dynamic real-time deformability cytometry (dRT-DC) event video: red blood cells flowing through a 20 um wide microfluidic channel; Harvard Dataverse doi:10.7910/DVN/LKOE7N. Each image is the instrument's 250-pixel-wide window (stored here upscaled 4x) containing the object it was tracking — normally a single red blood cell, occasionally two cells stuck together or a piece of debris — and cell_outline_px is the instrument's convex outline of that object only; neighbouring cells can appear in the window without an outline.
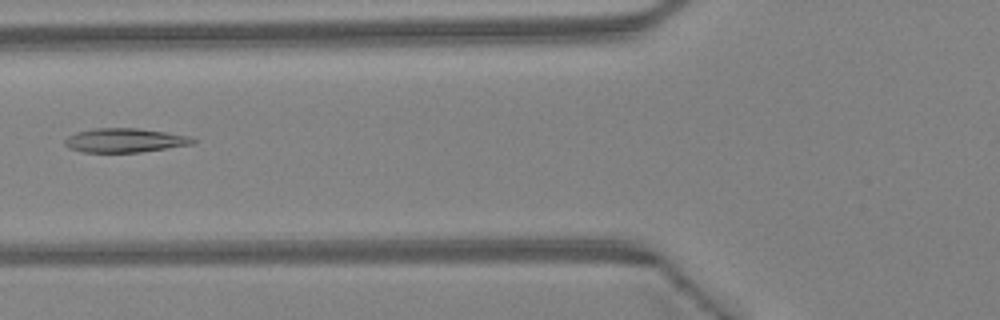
{"species": "Egyptian fruit bat (a non-hibernating species)", "species_latin": "Rousettus aegyptiacus", "temperature_condition": "warm", "stored_images_in_passage": 36, "camera_frame_rate_fps": 3000, "um_per_image_px": 0.085, "animal": {"sex": "female"}, "frame": {"image": 1, "passage_image": 11, "time_ms": 3.333, "image_size_px": [1000, 320], "cell_outline_px": [[196, 140], [192, 144], [140, 152], [84, 152], [68, 148], [64, 144], [64, 140], [68, 136], [76, 132], [92, 128], [136, 128], [164, 132], [188, 136]], "centroid_in_image_um": [10.54, 11.92], "position_along_channel_um": 115.3, "area_um2": 17.8}}
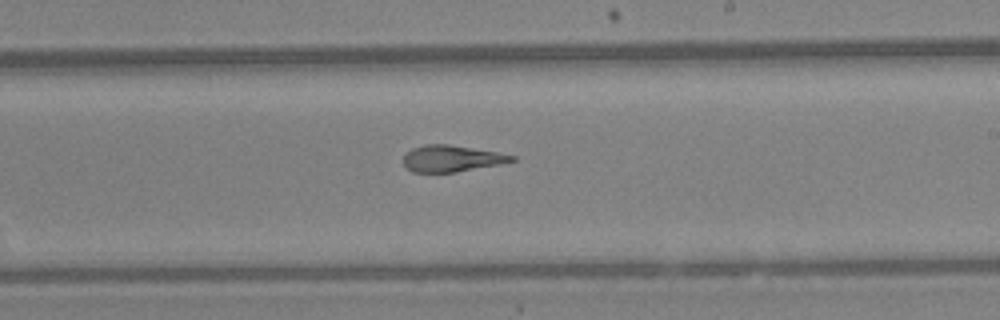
{"frame": {"image": 2, "passage_image": 20, "time_ms": 6.333, "image_size_px": [1000, 320], "cell_outline_px": [[516, 160], [500, 164], [456, 172], [412, 172], [404, 164], [404, 156], [412, 148], [424, 144], [448, 144], [496, 152], [516, 156]], "centroid_in_image_um": [38.38, 13.47], "position_along_channel_um": 250.6, "area_um2": 16.53}}
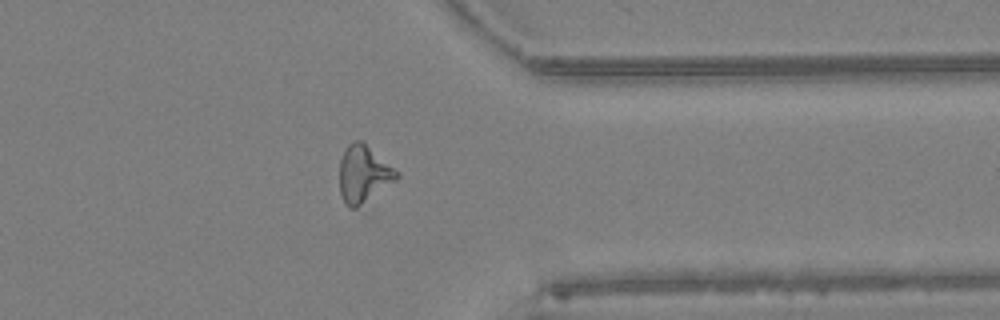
{"frame": {"image": 3, "passage_image": 29, "time_ms": 9.333, "image_size_px": [1000, 320], "cell_outline_px": [[400, 176], [396, 180], [356, 208], [348, 208], [344, 204], [340, 192], [340, 160], [348, 144], [356, 140], [360, 140], [400, 172]], "centroid_in_image_um": [30.9, 14.81], "position_along_channel_um": 380.5, "area_um2": 18.79}, "authors_computed_cell_mechanics": {"area_um2": 17.918, "velocity_mm_per_s": 4.536, "shape_relaxation_time_tau1_ms": 9.7733, "shape_relaxation_time_tau2_ms": 2.3919, "deformation_change_tau1": 0.2722, "deformation_change_tau2": 0.1093}}